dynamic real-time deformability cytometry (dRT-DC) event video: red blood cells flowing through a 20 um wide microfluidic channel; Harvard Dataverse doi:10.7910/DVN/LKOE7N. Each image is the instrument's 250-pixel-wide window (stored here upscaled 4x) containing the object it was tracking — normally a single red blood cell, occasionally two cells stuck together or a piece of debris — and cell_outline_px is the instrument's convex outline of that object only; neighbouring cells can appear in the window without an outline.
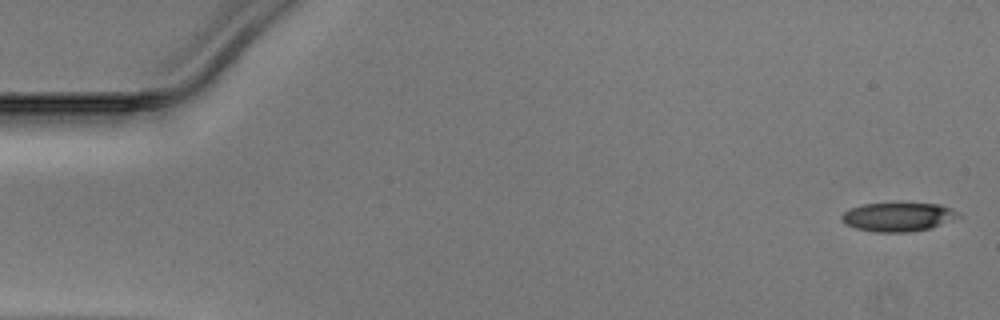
{"species": "Egyptian fruit bat (a non-hibernating species)", "species_latin": "Rousettus aegyptiacus", "temperature_condition": "warm", "stored_images_in_passage": 48, "camera_frame_rate_fps": 3000, "um_per_image_px": 0.085, "animal": {"sex": "male"}, "frame": {"image": 1, "passage_image": 1, "time_ms": 0.0, "image_size_px": [1000, 320], "cell_outline_px": [[960, 216], [932, 228], [912, 232], [876, 232], [856, 228], [844, 224], [840, 220], [840, 216], [848, 208], [864, 204], [896, 200], [900, 200], [940, 204], [952, 208]], "centroid_in_image_um": [76.3, 18.38], "position_along_channel_um": 8.7, "area_um2": 20.69}}
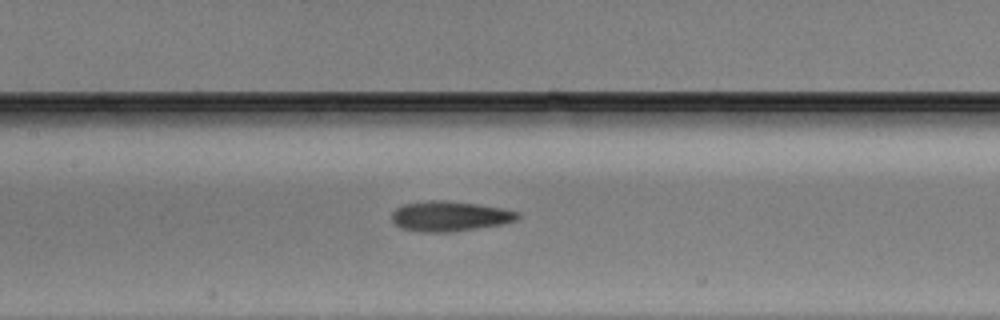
{"frame": {"image": 2, "passage_image": 23, "time_ms": 7.333, "image_size_px": [1000, 320], "cell_outline_px": [[520, 216], [516, 220], [504, 224], [452, 232], [420, 232], [400, 228], [392, 224], [392, 212], [396, 208], [404, 204], [428, 200], [440, 200], [476, 204], [504, 208], [520, 212]], "centroid_in_image_um": [38.22, 18.39], "position_along_channel_um": 169.2, "area_um2": 22.31}}
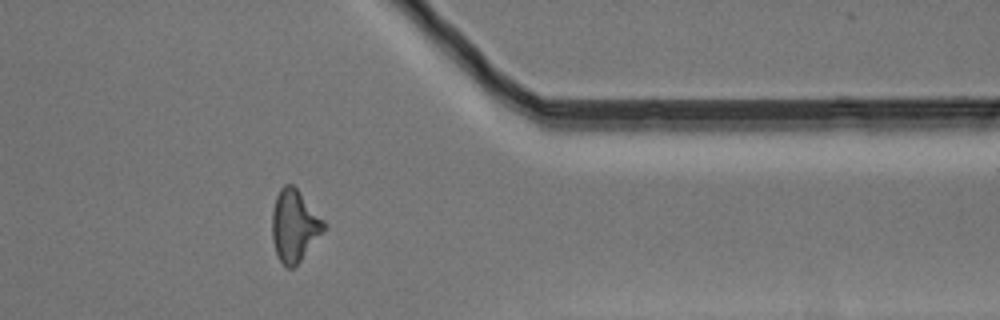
{"frame": {"image": 3, "passage_image": 40, "time_ms": 13.0, "image_size_px": [1000, 320], "cell_outline_px": [[324, 228], [300, 260], [292, 268], [284, 268], [276, 252], [272, 240], [272, 212], [276, 196], [280, 188], [284, 184], [292, 184], [296, 188], [324, 220]], "centroid_in_image_um": [24.97, 19.17], "position_along_channel_um": 386.4, "area_um2": 21.1}}